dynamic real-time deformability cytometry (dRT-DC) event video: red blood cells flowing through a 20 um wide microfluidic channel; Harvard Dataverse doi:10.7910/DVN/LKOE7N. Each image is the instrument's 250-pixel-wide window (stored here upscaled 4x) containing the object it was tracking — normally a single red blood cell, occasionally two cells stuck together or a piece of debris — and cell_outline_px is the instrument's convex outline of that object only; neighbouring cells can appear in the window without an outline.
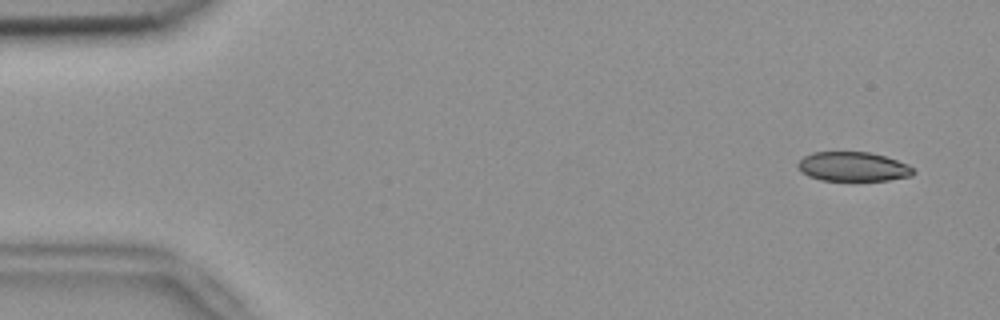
{"species": "common noctule bat (a hibernating species)", "species_latin": "Nyctalus noctula", "temperature_condition": "room temperature", "stored_images_in_passage": 19, "camera_frame_rate_fps": 3000, "um_per_image_px": 0.085, "animal": {"sex": "female", "body_mass_g": 18.4}, "frame": {"image": 1, "passage_image": 3, "time_ms": 0.667, "image_size_px": [1000, 320], "cell_outline_px": [[916, 172], [912, 176], [888, 180], [820, 180], [808, 176], [800, 172], [796, 164], [804, 156], [812, 152], [868, 152], [884, 156], [908, 164]], "centroid_in_image_um": [72.48, 14.16], "position_along_channel_um": 12.5, "area_um2": 19.77}}